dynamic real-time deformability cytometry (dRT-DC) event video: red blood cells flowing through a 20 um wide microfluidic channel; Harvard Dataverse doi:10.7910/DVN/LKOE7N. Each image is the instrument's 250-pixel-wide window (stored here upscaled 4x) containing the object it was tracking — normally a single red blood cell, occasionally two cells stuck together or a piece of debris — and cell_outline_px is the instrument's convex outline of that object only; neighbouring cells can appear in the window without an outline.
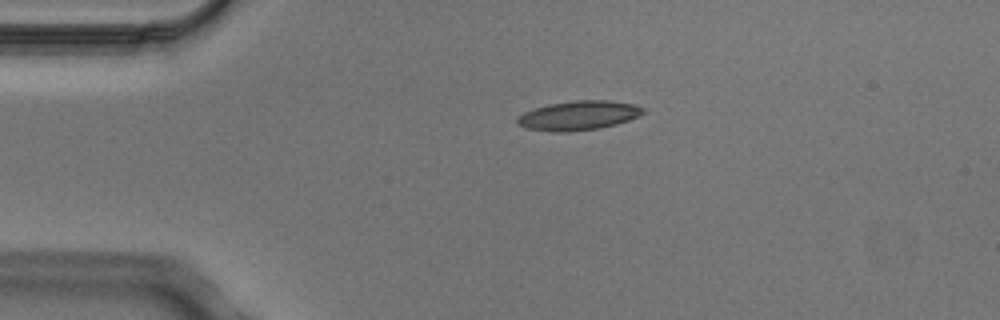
{"species": "Egyptian fruit bat (a non-hibernating species)", "species_latin": "Rousettus aegyptiacus", "temperature_condition": "cold", "stored_images_in_passage": 2, "camera_frame_rate_fps": 3000, "um_per_image_px": 0.085, "animal": {"sex": "male"}, "frame": {"image": 1, "passage_image": 1, "time_ms": 0.0, "image_size_px": [1000, 320], "cell_outline_px": [[644, 112], [628, 120], [616, 124], [600, 128], [564, 132], [552, 132], [528, 128], [516, 124], [516, 120], [524, 112], [548, 104], [576, 100], [608, 100], [632, 104], [644, 108]], "centroid_in_image_um": [49.15, 9.82], "position_along_channel_um": 35.8, "area_um2": 21.21}}